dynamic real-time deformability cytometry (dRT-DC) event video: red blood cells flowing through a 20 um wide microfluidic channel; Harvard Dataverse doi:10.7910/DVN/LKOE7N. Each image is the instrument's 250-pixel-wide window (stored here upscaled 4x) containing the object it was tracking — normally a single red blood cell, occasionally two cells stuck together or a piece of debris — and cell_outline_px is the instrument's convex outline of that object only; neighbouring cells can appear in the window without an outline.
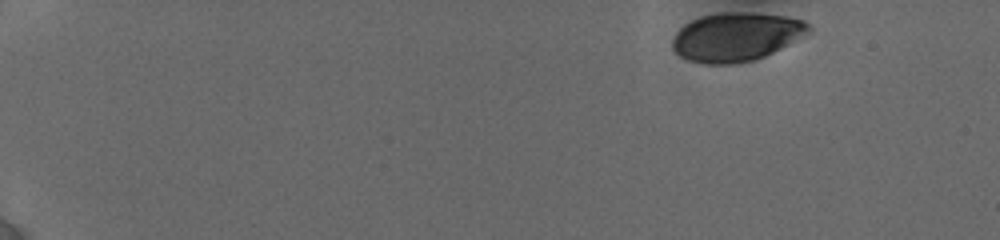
{"species": "human", "species_latin": "Homo sapiens", "temperature_condition": "cold", "stored_images_in_passage": 52, "camera_frame_rate_fps": 3000, "um_per_image_px": 0.085, "donor": {"sex": "female"}, "frame": {"image": 1, "passage_image": 1, "time_ms": 0.0, "image_size_px": [1000, 240], "cell_outline_px": [[812, 28], [808, 32], [780, 48], [756, 60], [736, 64], [704, 64], [688, 60], [680, 56], [672, 48], [672, 40], [676, 32], [684, 24], [700, 16], [724, 12], [752, 12], [784, 16], [804, 20]], "centroid_in_image_um": [62.53, 3.13], "position_along_channel_um": 22.5, "area_um2": 38.55}}
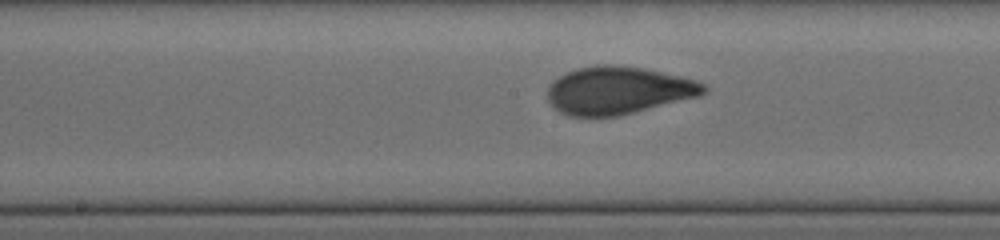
{"frame": {"image": 2, "passage_image": 29, "time_ms": 8.333, "image_size_px": [1000, 240], "cell_outline_px": [[708, 88], [700, 96], [616, 116], [568, 116], [560, 112], [548, 100], [548, 88], [560, 76], [576, 68], [596, 64], [616, 64], [644, 68], [680, 76], [696, 80], [704, 84]], "centroid_in_image_um": [52.56, 7.67], "position_along_channel_um": 195.6, "area_um2": 43.12}}
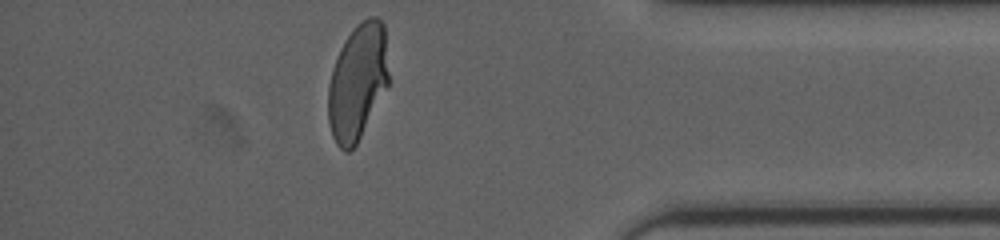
{"frame": {"image": 3, "passage_image": 51, "time_ms": 14.333, "image_size_px": [1000, 240], "cell_outline_px": [[388, 84], [356, 144], [348, 152], [344, 152], [336, 144], [332, 136], [328, 120], [328, 84], [332, 68], [340, 48], [356, 24], [368, 16], [376, 16], [384, 24], [388, 72]], "centroid_in_image_um": [30.37, 6.95], "position_along_channel_um": 404.8, "area_um2": 40.69}, "authors_computed_cell_mechanics": {"area_um2": 41.905, "velocity_mm_per_s": 3.8354, "shape_relaxation_time_tau1_ms": 4.4733, "shape_relaxation_time_tau2_ms": null, "deformation_change_tau1": 0.1733, "deformation_change_tau2": null}}